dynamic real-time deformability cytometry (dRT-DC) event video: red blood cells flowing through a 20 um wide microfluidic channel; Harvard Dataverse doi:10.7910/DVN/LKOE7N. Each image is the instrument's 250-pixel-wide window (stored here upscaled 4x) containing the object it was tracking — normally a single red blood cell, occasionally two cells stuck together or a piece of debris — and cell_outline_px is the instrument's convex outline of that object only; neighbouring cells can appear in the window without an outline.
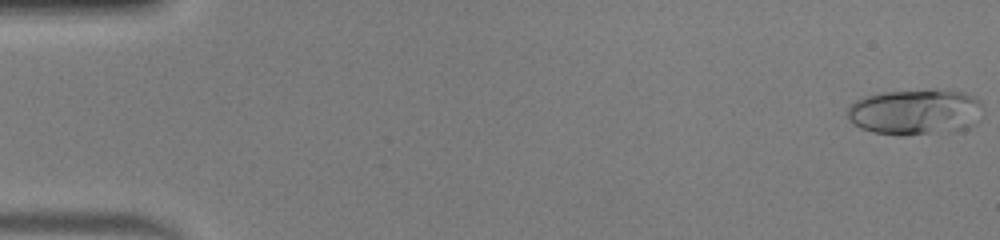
{"species": "human", "species_latin": "Homo sapiens", "temperature_condition": "warm", "stored_images_in_passage": 51, "camera_frame_rate_fps": 3000, "um_per_image_px": 0.085, "donor": {"sex": "male"}, "frame": {"image": 1, "passage_image": 1, "time_ms": 0.0, "image_size_px": [1000, 240], "cell_outline_px": [[984, 112], [980, 120], [976, 124], [968, 128], [952, 132], [872, 132], [860, 128], [848, 116], [848, 104], [864, 96], [884, 92], [936, 88], [964, 92], [976, 96], [984, 104]], "centroid_in_image_um": [77.93, 9.45], "position_along_channel_um": 7.1, "area_um2": 36.24}}
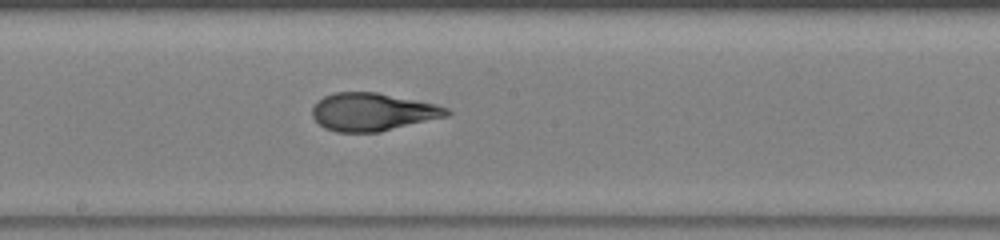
{"frame": {"image": 2, "passage_image": 28, "time_ms": 9.0, "image_size_px": [1000, 240], "cell_outline_px": [[452, 112], [448, 116], [380, 132], [336, 132], [324, 128], [312, 116], [312, 108], [316, 100], [324, 96], [336, 92], [376, 92], [436, 104], [448, 108]], "centroid_in_image_um": [31.66, 9.51], "position_along_channel_um": 216.5, "area_um2": 29.77}}
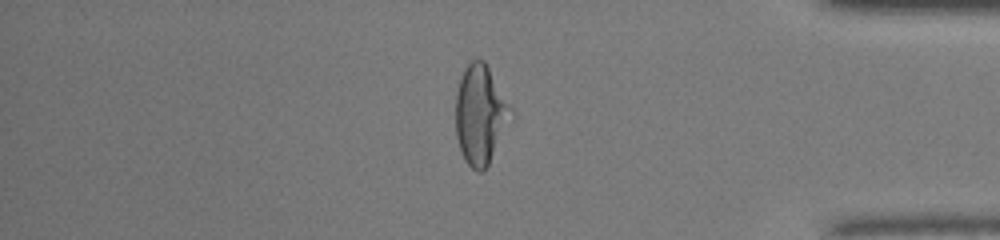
{"frame": {"image": 3, "passage_image": 43, "time_ms": 14.0, "image_size_px": [1000, 240], "cell_outline_px": [[516, 116], [484, 172], [476, 172], [464, 160], [456, 136], [456, 92], [464, 68], [472, 60], [484, 60], [512, 108]], "centroid_in_image_um": [40.87, 9.79], "position_along_channel_um": 394.3, "area_um2": 32.43}, "authors_computed_cell_mechanics": {"area_um2": 31.4432, "velocity_mm_per_s": 4.1068, "shape_relaxation_time_tau1_ms": 10.2409, "shape_relaxation_time_tau2_ms": 1.0015, "deformation_change_tau1": 0.4005, "deformation_change_tau2": 0.0761}}